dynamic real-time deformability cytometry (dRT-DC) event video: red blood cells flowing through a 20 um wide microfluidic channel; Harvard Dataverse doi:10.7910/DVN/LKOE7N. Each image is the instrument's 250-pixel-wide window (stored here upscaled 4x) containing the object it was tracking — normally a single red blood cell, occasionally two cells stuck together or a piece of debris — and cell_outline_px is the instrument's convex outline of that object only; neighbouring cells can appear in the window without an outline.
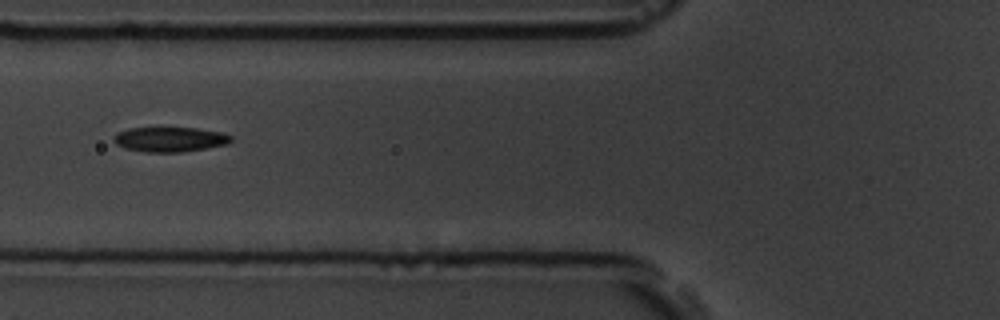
{"species": "common noctule bat (a hibernating species)", "species_latin": "Nyctalus noctula", "temperature_condition": "room temperature", "stored_images_in_passage": 12, "camera_frame_rate_fps": 3000, "um_per_image_px": 0.085, "animal": {"sex": "male", "body_mass_g": 19.5, "forearm_length_mm": 54.6}, "frame": {"image": 1, "passage_image": 3, "time_ms": 2.333, "image_size_px": [1000, 320], "cell_outline_px": [[232, 140], [228, 144], [180, 152], [144, 152], [124, 148], [116, 144], [112, 140], [112, 136], [116, 132], [128, 128], [196, 128], [220, 132], [232, 136]], "centroid_in_image_um": [14.38, 11.84], "position_along_channel_um": 111.4, "area_um2": 16.99}}
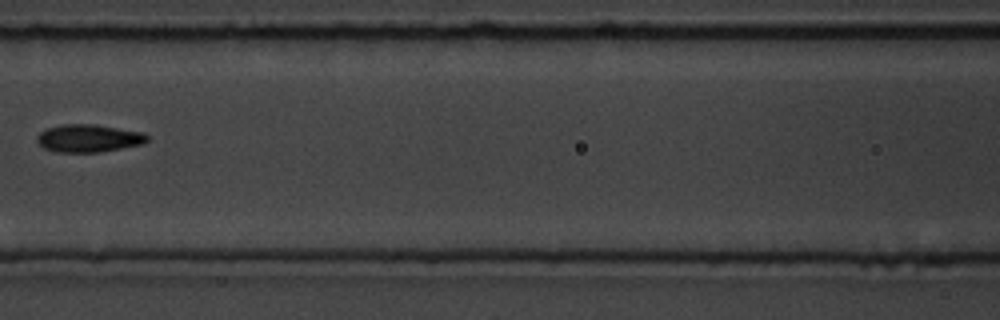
{"frame": {"image": 2, "passage_image": 4, "time_ms": 3.667, "image_size_px": [1000, 320], "cell_outline_px": [[148, 140], [144, 144], [96, 152], [56, 152], [44, 148], [36, 140], [36, 136], [40, 132], [48, 128], [64, 124], [96, 124], [144, 132], [148, 136]], "centroid_in_image_um": [7.54, 11.74], "position_along_channel_um": 159.1, "area_um2": 17.8}}
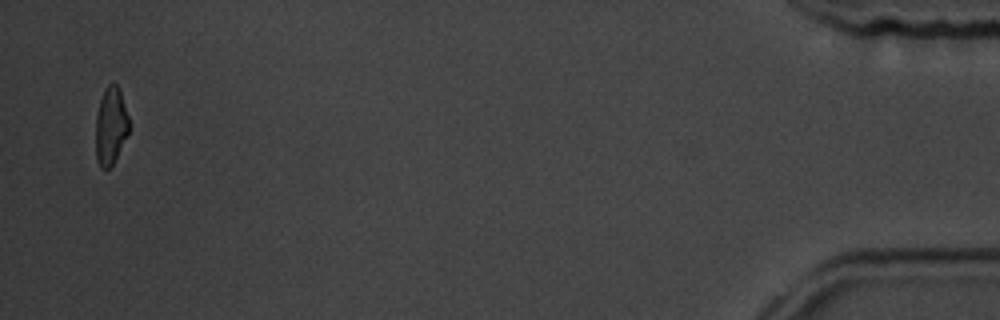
{"frame": {"image": 3, "passage_image": 12, "time_ms": 13.667, "image_size_px": [1000, 320], "cell_outline_px": [[128, 132], [112, 164], [108, 168], [100, 168], [96, 156], [96, 116], [100, 100], [104, 88], [108, 84], [116, 84], [120, 88], [128, 116]], "centroid_in_image_um": [9.4, 10.65], "position_along_channel_um": 425.8, "area_um2": 14.74}, "authors_computed_cell_mechanics": {"area_um2": 16.8487, "velocity_mm_per_s": 3.5656, "shape_relaxation_time_tau1_ms": 4.6477, "shape_relaxation_time_tau2_ms": 5.4884, "deformation_change_tau1": 0.1501, "deformation_change_tau2": 0.0936}}